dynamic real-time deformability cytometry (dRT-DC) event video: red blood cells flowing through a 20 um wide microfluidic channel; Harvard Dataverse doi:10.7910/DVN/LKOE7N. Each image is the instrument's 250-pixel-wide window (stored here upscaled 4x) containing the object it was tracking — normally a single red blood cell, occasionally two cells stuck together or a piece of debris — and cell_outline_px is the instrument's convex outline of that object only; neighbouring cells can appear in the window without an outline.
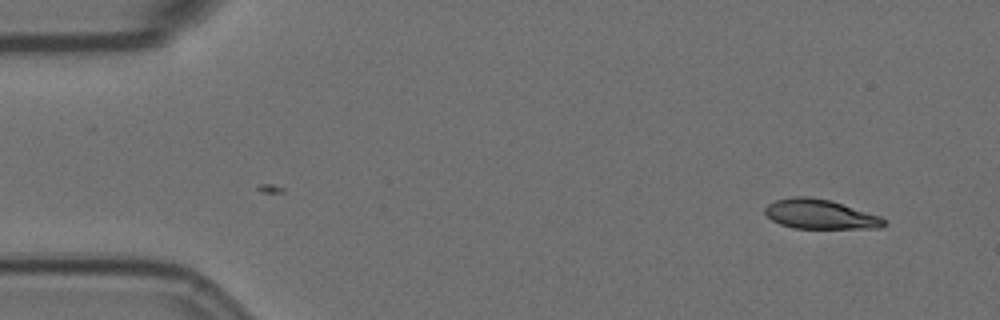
{"species": "Egyptian fruit bat (a non-hibernating species)", "species_latin": "Rousettus aegyptiacus", "temperature_condition": "room temperature", "stored_images_in_passage": 54, "segment_of_instrument_passage": [1, 2], "camera_frame_rate_fps": 3000, "um_per_image_px": 0.085, "animal": {"sex": "female"}, "frame": {"image": 1, "passage_image": 1, "time_ms": 0.0, "image_size_px": [1000, 320], "cell_outline_px": [[888, 224], [880, 228], [796, 228], [780, 224], [772, 220], [764, 212], [764, 208], [768, 204], [776, 200], [792, 196], [808, 196], [832, 200], [880, 216], [888, 220]], "centroid_in_image_um": [69.74, 18.2], "position_along_channel_um": 15.3, "area_um2": 20.63}}
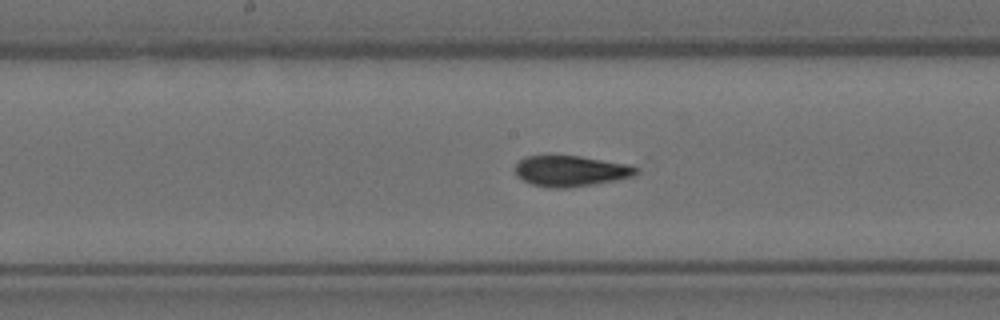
{"frame": {"image": 2, "passage_image": 25, "time_ms": 8.0, "image_size_px": [1000, 320], "cell_outline_px": [[640, 172], [636, 176], [616, 180], [568, 188], [548, 188], [532, 184], [516, 176], [516, 164], [524, 156], [580, 156], [632, 164], [640, 168]], "centroid_in_image_um": [48.59, 14.53], "position_along_channel_um": 199.6, "area_um2": 21.96}}
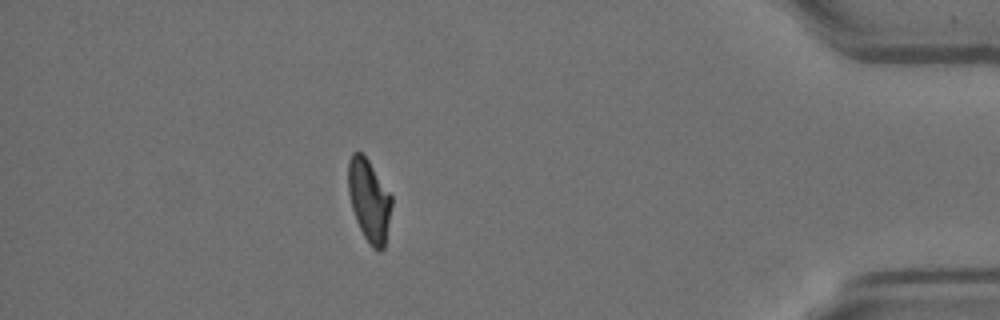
{"frame": {"image": 3, "passage_image": 46, "time_ms": 15.0, "image_size_px": [1000, 320], "cell_outline_px": [[392, 204], [384, 248], [380, 252], [372, 248], [364, 236], [356, 220], [352, 208], [348, 192], [348, 160], [352, 152], [360, 152], [368, 160], [392, 196]], "centroid_in_image_um": [31.37, 17.03], "position_along_channel_um": 403.8, "area_um2": 20.69}}